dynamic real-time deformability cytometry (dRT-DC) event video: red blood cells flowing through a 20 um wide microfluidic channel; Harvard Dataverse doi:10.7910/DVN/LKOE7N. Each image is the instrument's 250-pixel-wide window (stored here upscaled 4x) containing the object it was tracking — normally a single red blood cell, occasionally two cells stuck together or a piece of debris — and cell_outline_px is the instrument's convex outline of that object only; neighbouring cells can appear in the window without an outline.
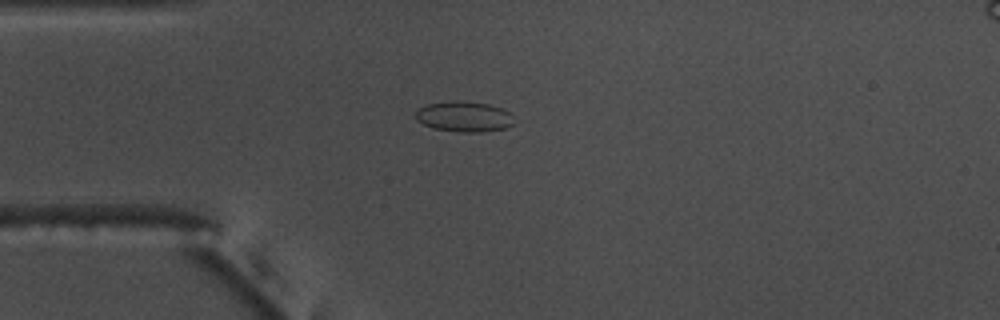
{"species": "common noctule bat (a hibernating species)", "species_latin": "Nyctalus noctula", "temperature_condition": "warm", "stored_images_in_passage": 41, "camera_frame_rate_fps": 3000, "um_per_image_px": 0.085, "animal": {"sex": "male", "body_mass_g": 17.5, "forearm_length_mm": 52.3}, "frame": {"image": 1, "passage_image": 1, "time_ms": 0.0, "image_size_px": [1000, 320], "cell_outline_px": [[512, 124], [504, 128], [480, 132], [460, 132], [432, 128], [416, 120], [416, 112], [420, 108], [428, 104], [456, 100], [488, 104], [500, 108], [508, 112], [512, 116]], "centroid_in_image_um": [39.42, 9.91], "position_along_channel_um": 45.6, "area_um2": 17.17}}
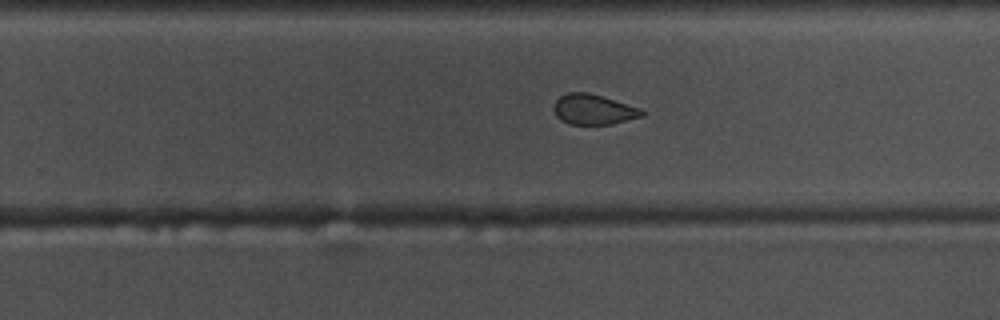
{"frame": {"image": 2, "passage_image": 21, "time_ms": 6.667, "image_size_px": [1000, 320], "cell_outline_px": [[644, 116], [612, 124], [568, 124], [560, 120], [556, 116], [552, 108], [556, 100], [560, 96], [568, 92], [588, 92], [640, 108], [644, 112]], "centroid_in_image_um": [50.41, 9.31], "position_along_channel_um": 279.4, "area_um2": 15.55}}
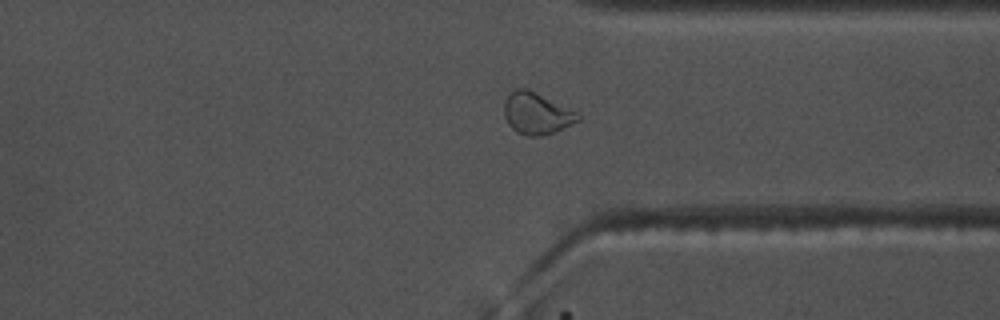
{"frame": {"image": 3, "passage_image": 28, "time_ms": 9.0, "image_size_px": [1000, 320], "cell_outline_px": [[580, 120], [552, 132], [540, 136], [528, 136], [516, 132], [508, 124], [504, 116], [504, 104], [508, 96], [516, 88], [528, 88], [576, 112], [580, 116]], "centroid_in_image_um": [45.57, 9.64], "position_along_channel_um": 365.8, "area_um2": 17.57}, "authors_computed_cell_mechanics": {"area_um2": 16.5308, "velocity_mm_per_s": 3.7237, "shape_relaxation_time_tau1_ms": null, "shape_relaxation_time_tau2_ms": 1.5931, "deformation_change_tau1": null, "deformation_change_tau2": 0.0539}}